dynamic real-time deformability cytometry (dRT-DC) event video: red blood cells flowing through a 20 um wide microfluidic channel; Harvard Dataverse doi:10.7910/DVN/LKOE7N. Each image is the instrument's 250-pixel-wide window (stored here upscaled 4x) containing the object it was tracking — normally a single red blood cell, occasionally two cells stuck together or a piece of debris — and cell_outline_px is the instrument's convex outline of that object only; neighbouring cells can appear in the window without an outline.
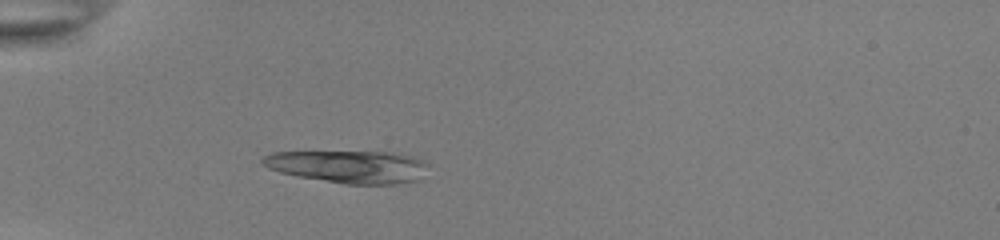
{"species": "common noctule bat (a hibernating species)", "species_latin": "Nyctalus noctula", "temperature_condition": "room temperature", "stored_images_in_passage": 36, "camera_frame_rate_fps": 3000, "um_per_image_px": 0.085, "animal": {"sex": "female", "body_mass_g": 22.0, "forearm_length_mm": 56.7}, "frame": {"image": 1, "passage_image": 1, "time_ms": 0.0, "image_size_px": [1000, 240], "cell_outline_px": [[428, 164], [420, 180], [396, 184], [344, 184], [296, 176], [280, 172], [268, 168], [260, 164], [260, 160], [264, 156], [272, 152], [392, 152], [412, 156], [424, 160]], "centroid_in_image_um": [29.62, 14.17], "position_along_channel_um": 55.4, "area_um2": 31.62}}